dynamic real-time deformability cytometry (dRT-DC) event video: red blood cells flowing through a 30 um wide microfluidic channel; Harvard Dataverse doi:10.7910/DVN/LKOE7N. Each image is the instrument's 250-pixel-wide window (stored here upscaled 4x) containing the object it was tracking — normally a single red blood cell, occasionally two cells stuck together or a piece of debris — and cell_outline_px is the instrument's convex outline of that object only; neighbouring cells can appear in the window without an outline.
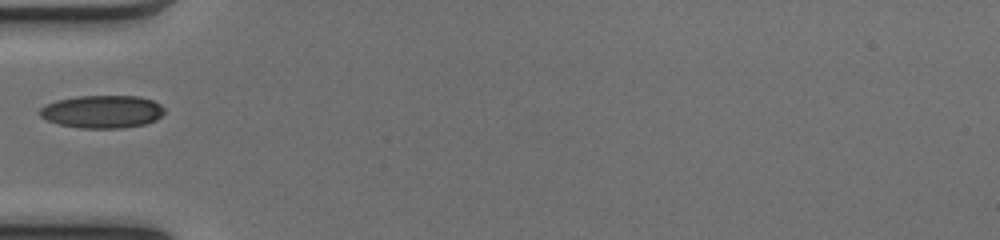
{"species": "common noctule bat (a hibernating species)", "species_latin": "Nyctalus noctula", "temperature_condition": "cold", "stored_images_in_passage": 34, "camera_frame_rate_fps": 3000, "um_per_image_px": 0.085, "animal": {"sex": "female", "body_mass_g": 17.0, "forearm_length_mm": 48.0}, "frame": {"image": 1, "passage_image": 1, "time_ms": 0.0, "image_size_px": [1000, 240], "cell_outline_px": [[164, 112], [156, 120], [144, 124], [120, 128], [80, 128], [60, 124], [48, 120], [40, 116], [40, 108], [44, 104], [56, 100], [76, 96], [140, 96], [152, 100], [160, 104], [164, 108]], "centroid_in_image_um": [8.68, 9.48], "position_along_channel_um": 76.3, "area_um2": 23.81}}
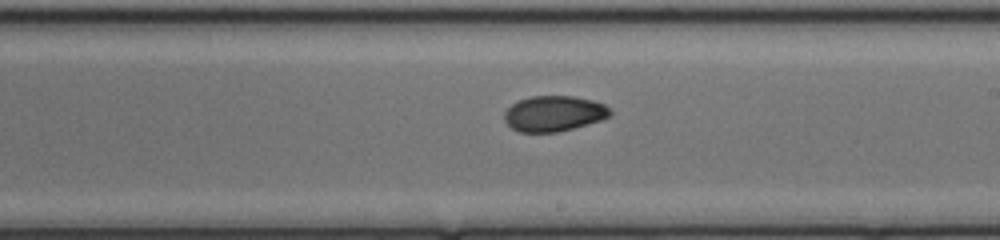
{"frame": {"image": 2, "passage_image": 13, "time_ms": 4.0, "image_size_px": [1000, 240], "cell_outline_px": [[612, 116], [600, 120], [572, 128], [556, 132], [520, 132], [512, 128], [504, 120], [504, 112], [512, 104], [520, 100], [532, 96], [572, 96], [592, 100], [604, 104], [612, 112]], "centroid_in_image_um": [47.08, 9.65], "position_along_channel_um": 241.9, "area_um2": 21.73}}
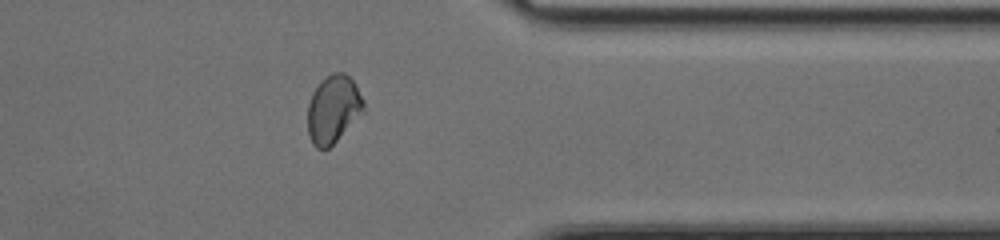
{"frame": {"image": 3, "passage_image": 24, "time_ms": 7.667, "image_size_px": [1000, 240], "cell_outline_px": [[364, 112], [328, 148], [316, 148], [312, 144], [308, 136], [308, 104], [312, 92], [320, 80], [332, 72], [344, 72], [352, 80], [364, 100]], "centroid_in_image_um": [28.31, 9.26], "position_along_channel_um": 383.1, "area_um2": 22.08}}